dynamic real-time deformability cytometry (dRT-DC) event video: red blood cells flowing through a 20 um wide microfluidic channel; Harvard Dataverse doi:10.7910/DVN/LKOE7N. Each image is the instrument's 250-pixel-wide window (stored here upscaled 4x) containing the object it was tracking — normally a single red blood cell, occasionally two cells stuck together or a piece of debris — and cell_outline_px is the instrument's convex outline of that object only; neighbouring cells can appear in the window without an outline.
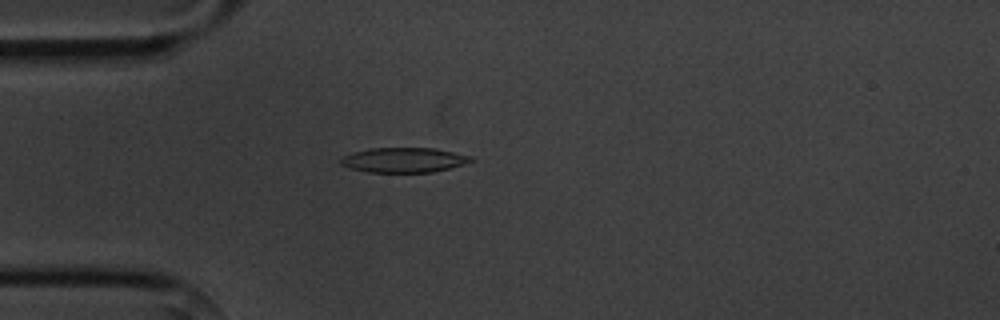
{"species": "common noctule bat (a hibernating species)", "species_latin": "Nyctalus noctula", "temperature_condition": "cold", "stored_images_in_passage": 2, "camera_frame_rate_fps": 3000, "um_per_image_px": 0.085, "animal": {"sex": "male", "body_mass_g": 20.1, "forearm_length_mm": 53.5}, "frame": {"image": 1, "passage_image": 2, "time_ms": 2.0, "image_size_px": [1000, 320], "cell_outline_px": [[476, 160], [464, 164], [432, 172], [368, 172], [352, 168], [340, 164], [340, 160], [344, 156], [352, 152], [368, 148], [436, 148], [472, 156]], "centroid_in_image_um": [34.35, 13.59], "position_along_channel_um": 50.6, "area_um2": 18.84}}